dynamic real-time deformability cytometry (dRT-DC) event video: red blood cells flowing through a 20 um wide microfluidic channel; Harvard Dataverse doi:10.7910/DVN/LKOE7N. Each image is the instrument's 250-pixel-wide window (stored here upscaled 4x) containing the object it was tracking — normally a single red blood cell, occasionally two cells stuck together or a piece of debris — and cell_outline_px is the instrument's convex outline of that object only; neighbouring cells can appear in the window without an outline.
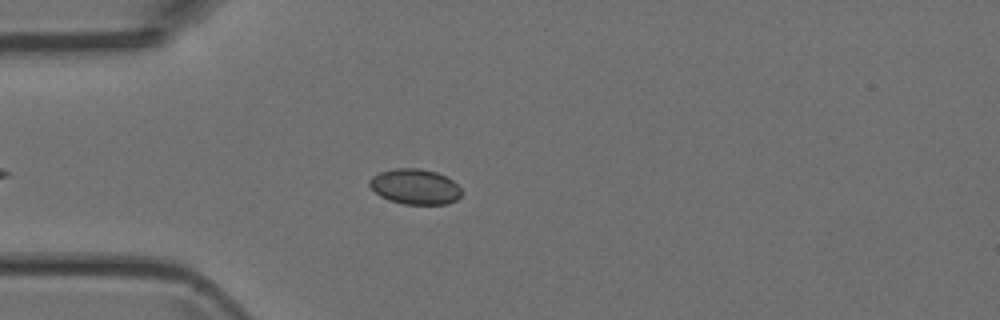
{"species": "Egyptian fruit bat (a non-hibernating species)", "species_latin": "Rousettus aegyptiacus", "temperature_condition": "room temperature", "stored_images_in_passage": 36, "camera_frame_rate_fps": 3000, "um_per_image_px": 0.085, "animal": {"sex": "female"}, "frame": {"image": 1, "passage_image": 9, "time_ms": 2.667, "image_size_px": [1000, 320], "cell_outline_px": [[460, 196], [456, 200], [448, 204], [404, 204], [388, 200], [380, 196], [368, 184], [368, 180], [372, 176], [380, 172], [396, 168], [416, 168], [436, 172], [452, 180], [460, 188]], "centroid_in_image_um": [35.25, 15.87], "position_along_channel_um": 49.8, "area_um2": 18.84}}
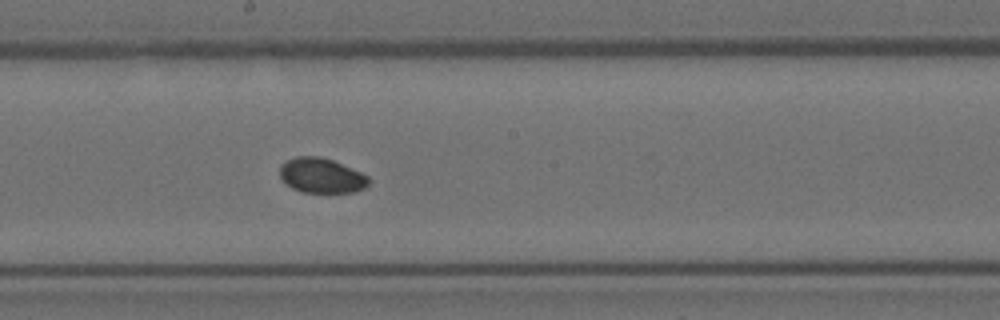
{"frame": {"image": 2, "passage_image": 22, "time_ms": 7.0, "image_size_px": [1000, 320], "cell_outline_px": [[372, 180], [364, 188], [356, 192], [304, 192], [292, 188], [280, 176], [280, 164], [296, 156], [320, 156], [332, 160], [360, 172], [368, 176]], "centroid_in_image_um": [27.34, 14.92], "position_along_channel_um": 220.9, "area_um2": 17.98}}
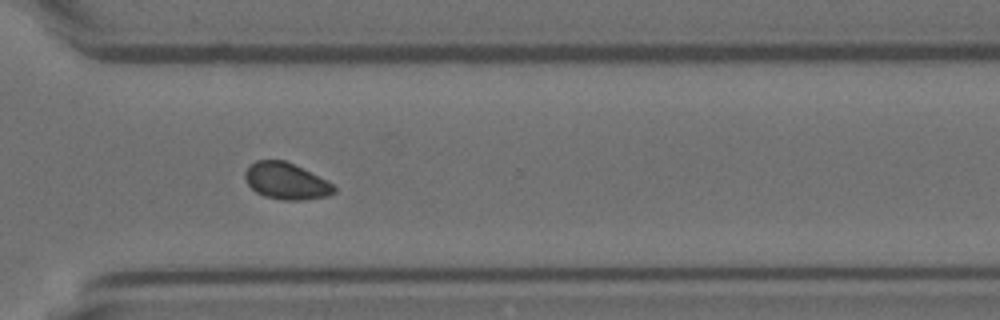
{"frame": {"image": 3, "passage_image": 31, "time_ms": 10.0, "image_size_px": [1000, 320], "cell_outline_px": [[336, 192], [328, 196], [300, 200], [280, 200], [264, 196], [256, 192], [248, 184], [244, 176], [244, 172], [256, 160], [284, 160], [332, 184], [336, 188]], "centroid_in_image_um": [24.29, 15.41], "position_along_channel_um": 346.3, "area_um2": 18.55}}